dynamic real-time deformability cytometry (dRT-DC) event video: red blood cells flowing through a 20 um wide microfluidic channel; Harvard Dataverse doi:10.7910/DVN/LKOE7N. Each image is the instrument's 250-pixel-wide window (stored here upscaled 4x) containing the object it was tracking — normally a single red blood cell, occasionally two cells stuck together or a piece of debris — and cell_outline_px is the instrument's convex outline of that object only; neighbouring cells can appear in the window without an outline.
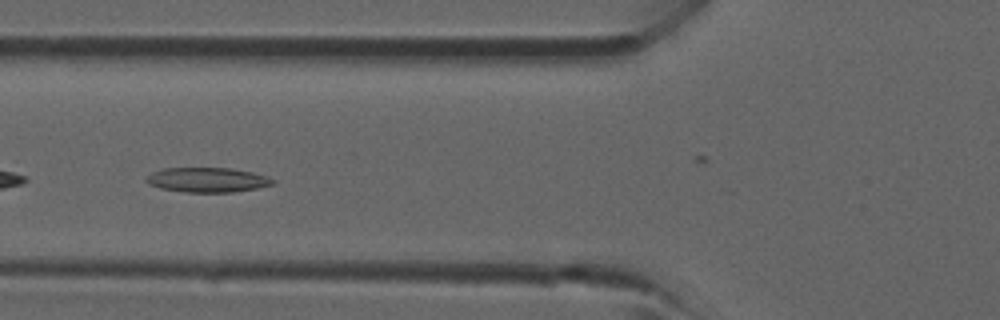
{"species": "common noctule bat (a hibernating species)", "species_latin": "Nyctalus noctula", "temperature_condition": "room temperature", "stored_images_in_passage": 5, "camera_frame_rate_fps": 3000, "um_per_image_px": 0.085, "animal": {"sex": "male", "forearm_length_mm": 52.5}, "frame": {"image": 1, "passage_image": 5, "time_ms": 4.667, "image_size_px": [1000, 320], "cell_outline_px": [[276, 184], [256, 188], [232, 192], [184, 192], [160, 188], [148, 184], [144, 180], [152, 172], [164, 168], [228, 168], [252, 172], [268, 176], [276, 180]], "centroid_in_image_um": [17.64, 15.29], "position_along_channel_um": 108.2, "area_um2": 18.26}}